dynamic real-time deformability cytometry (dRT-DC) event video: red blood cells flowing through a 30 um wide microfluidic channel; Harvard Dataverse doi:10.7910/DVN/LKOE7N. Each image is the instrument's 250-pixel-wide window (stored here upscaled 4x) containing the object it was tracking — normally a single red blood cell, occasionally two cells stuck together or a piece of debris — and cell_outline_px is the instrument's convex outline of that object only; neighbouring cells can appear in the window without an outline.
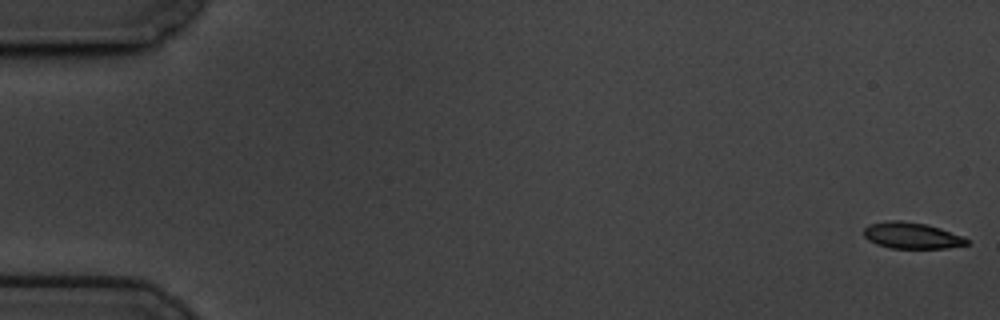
{"species": "common noctule bat (a hibernating species)", "species_latin": "Nyctalus noctula", "temperature_condition": "cold", "stored_images_in_passage": 59, "camera_frame_rate_fps": 3000, "um_per_image_px": 0.085, "animal": {"sex": "male", "body_mass_g": 19.5, "forearm_length_mm": 54.6}, "frame": {"image": 1, "passage_image": 1, "time_ms": 0.0, "image_size_px": [1000, 320], "cell_outline_px": [[968, 244], [948, 248], [892, 248], [876, 244], [868, 240], [864, 236], [864, 228], [868, 224], [888, 220], [900, 220], [928, 224], [964, 236], [968, 240]], "centroid_in_image_um": [77.49, 20.01], "position_along_channel_um": 7.5, "area_um2": 15.9}}
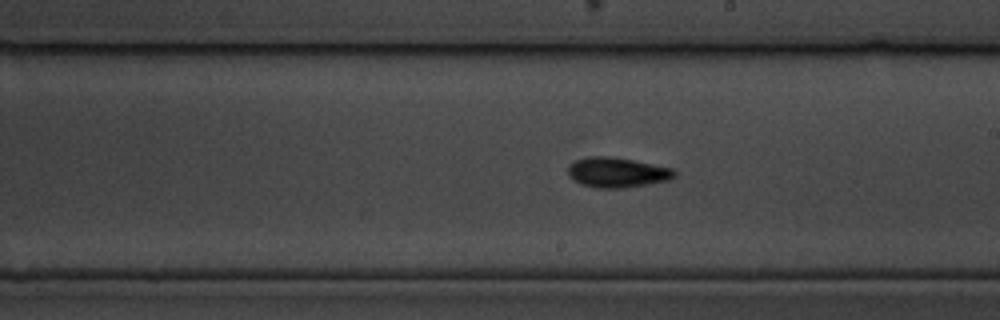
{"frame": {"image": 2, "passage_image": 34, "time_ms": 11.0, "image_size_px": [1000, 320], "cell_outline_px": [[676, 176], [668, 180], [648, 184], [624, 188], [596, 188], [580, 184], [572, 180], [568, 176], [568, 164], [576, 160], [588, 156], [612, 156], [672, 168], [676, 172]], "centroid_in_image_um": [52.41, 14.66], "position_along_channel_um": 236.6, "area_um2": 18.79}}
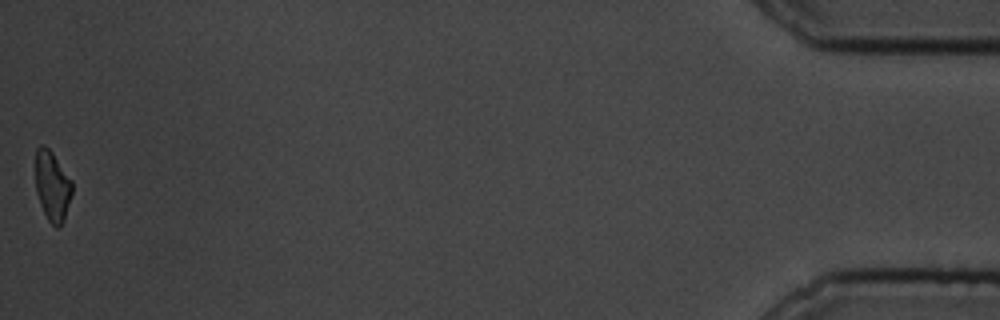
{"frame": {"image": 3, "passage_image": 59, "time_ms": 19.333, "image_size_px": [1000, 320], "cell_outline_px": [[72, 192], [64, 220], [60, 228], [56, 228], [48, 220], [40, 204], [36, 192], [36, 148], [40, 144], [44, 144], [52, 152], [72, 180]], "centroid_in_image_um": [4.45, 15.81], "position_along_channel_um": 430.8, "area_um2": 14.97}, "authors_computed_cell_mechanics": {"area_um2": 16.762, "velocity_mm_per_s": 3.431, "shape_relaxation_time_tau1_ms": 2.8029, "shape_relaxation_time_tau2_ms": 9.5917, "deformation_change_tau1": 0.1008, "deformation_change_tau2": 0.158}}